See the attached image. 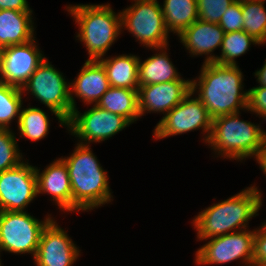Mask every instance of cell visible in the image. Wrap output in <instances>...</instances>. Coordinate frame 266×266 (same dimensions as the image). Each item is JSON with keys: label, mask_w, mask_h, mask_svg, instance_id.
<instances>
[{"label": "cell", "mask_w": 266, "mask_h": 266, "mask_svg": "<svg viewBox=\"0 0 266 266\" xmlns=\"http://www.w3.org/2000/svg\"><path fill=\"white\" fill-rule=\"evenodd\" d=\"M45 216L38 220L27 211H0V252L30 253L34 259L41 233L52 219L50 214Z\"/></svg>", "instance_id": "cell-8"}, {"label": "cell", "mask_w": 266, "mask_h": 266, "mask_svg": "<svg viewBox=\"0 0 266 266\" xmlns=\"http://www.w3.org/2000/svg\"><path fill=\"white\" fill-rule=\"evenodd\" d=\"M79 28L76 38L86 47L87 60L104 58L121 35V11L115 13L108 4H76L66 6Z\"/></svg>", "instance_id": "cell-4"}, {"label": "cell", "mask_w": 266, "mask_h": 266, "mask_svg": "<svg viewBox=\"0 0 266 266\" xmlns=\"http://www.w3.org/2000/svg\"><path fill=\"white\" fill-rule=\"evenodd\" d=\"M126 118L131 124L139 120L138 90L110 87L96 104Z\"/></svg>", "instance_id": "cell-22"}, {"label": "cell", "mask_w": 266, "mask_h": 266, "mask_svg": "<svg viewBox=\"0 0 266 266\" xmlns=\"http://www.w3.org/2000/svg\"><path fill=\"white\" fill-rule=\"evenodd\" d=\"M23 107L17 124L20 137L32 142L44 139L50 129V120L47 113L39 107Z\"/></svg>", "instance_id": "cell-24"}, {"label": "cell", "mask_w": 266, "mask_h": 266, "mask_svg": "<svg viewBox=\"0 0 266 266\" xmlns=\"http://www.w3.org/2000/svg\"><path fill=\"white\" fill-rule=\"evenodd\" d=\"M33 12L0 10V49L36 38Z\"/></svg>", "instance_id": "cell-19"}, {"label": "cell", "mask_w": 266, "mask_h": 266, "mask_svg": "<svg viewBox=\"0 0 266 266\" xmlns=\"http://www.w3.org/2000/svg\"><path fill=\"white\" fill-rule=\"evenodd\" d=\"M251 1H266V0H233V2H237V3H245V2H251Z\"/></svg>", "instance_id": "cell-36"}, {"label": "cell", "mask_w": 266, "mask_h": 266, "mask_svg": "<svg viewBox=\"0 0 266 266\" xmlns=\"http://www.w3.org/2000/svg\"><path fill=\"white\" fill-rule=\"evenodd\" d=\"M167 46L153 48L158 51L151 57H148L144 61H141L139 57L138 65V84L139 86H145L150 84H159L178 79H184L177 71L175 65L170 60Z\"/></svg>", "instance_id": "cell-20"}, {"label": "cell", "mask_w": 266, "mask_h": 266, "mask_svg": "<svg viewBox=\"0 0 266 266\" xmlns=\"http://www.w3.org/2000/svg\"><path fill=\"white\" fill-rule=\"evenodd\" d=\"M80 113L73 110L67 121V131L75 136L78 143L90 145L108 140L115 134L129 127L131 123L121 115L111 113L97 105Z\"/></svg>", "instance_id": "cell-11"}, {"label": "cell", "mask_w": 266, "mask_h": 266, "mask_svg": "<svg viewBox=\"0 0 266 266\" xmlns=\"http://www.w3.org/2000/svg\"><path fill=\"white\" fill-rule=\"evenodd\" d=\"M255 160H257L256 163L259 164V167L263 171V173L266 174V136L262 148L256 156Z\"/></svg>", "instance_id": "cell-34"}, {"label": "cell", "mask_w": 266, "mask_h": 266, "mask_svg": "<svg viewBox=\"0 0 266 266\" xmlns=\"http://www.w3.org/2000/svg\"><path fill=\"white\" fill-rule=\"evenodd\" d=\"M11 9L22 12H33L27 0H0V10Z\"/></svg>", "instance_id": "cell-33"}, {"label": "cell", "mask_w": 266, "mask_h": 266, "mask_svg": "<svg viewBox=\"0 0 266 266\" xmlns=\"http://www.w3.org/2000/svg\"><path fill=\"white\" fill-rule=\"evenodd\" d=\"M218 24L225 33L243 30L244 19L241 4L234 2L230 5Z\"/></svg>", "instance_id": "cell-30"}, {"label": "cell", "mask_w": 266, "mask_h": 266, "mask_svg": "<svg viewBox=\"0 0 266 266\" xmlns=\"http://www.w3.org/2000/svg\"><path fill=\"white\" fill-rule=\"evenodd\" d=\"M98 61L103 65L111 87L138 90L139 56L122 54Z\"/></svg>", "instance_id": "cell-21"}, {"label": "cell", "mask_w": 266, "mask_h": 266, "mask_svg": "<svg viewBox=\"0 0 266 266\" xmlns=\"http://www.w3.org/2000/svg\"><path fill=\"white\" fill-rule=\"evenodd\" d=\"M199 76L191 80V92L207 108L212 119L247 110L248 91L238 65L203 63Z\"/></svg>", "instance_id": "cell-1"}, {"label": "cell", "mask_w": 266, "mask_h": 266, "mask_svg": "<svg viewBox=\"0 0 266 266\" xmlns=\"http://www.w3.org/2000/svg\"><path fill=\"white\" fill-rule=\"evenodd\" d=\"M262 192L254 184L239 193L214 203L199 212L193 219L197 239L203 241L247 229L252 217L261 209Z\"/></svg>", "instance_id": "cell-2"}, {"label": "cell", "mask_w": 266, "mask_h": 266, "mask_svg": "<svg viewBox=\"0 0 266 266\" xmlns=\"http://www.w3.org/2000/svg\"><path fill=\"white\" fill-rule=\"evenodd\" d=\"M255 231L247 228L209 239L197 249L194 262L199 266L219 265L240 259L242 266H253Z\"/></svg>", "instance_id": "cell-10"}, {"label": "cell", "mask_w": 266, "mask_h": 266, "mask_svg": "<svg viewBox=\"0 0 266 266\" xmlns=\"http://www.w3.org/2000/svg\"><path fill=\"white\" fill-rule=\"evenodd\" d=\"M254 74L257 78L256 81L259 83L258 86H266V60L264 61V65L259 70H256Z\"/></svg>", "instance_id": "cell-35"}, {"label": "cell", "mask_w": 266, "mask_h": 266, "mask_svg": "<svg viewBox=\"0 0 266 266\" xmlns=\"http://www.w3.org/2000/svg\"><path fill=\"white\" fill-rule=\"evenodd\" d=\"M37 196L35 166L28 160L0 172V211H25Z\"/></svg>", "instance_id": "cell-12"}, {"label": "cell", "mask_w": 266, "mask_h": 266, "mask_svg": "<svg viewBox=\"0 0 266 266\" xmlns=\"http://www.w3.org/2000/svg\"><path fill=\"white\" fill-rule=\"evenodd\" d=\"M81 250L54 218L44 227L34 262L36 266H73Z\"/></svg>", "instance_id": "cell-14"}, {"label": "cell", "mask_w": 266, "mask_h": 266, "mask_svg": "<svg viewBox=\"0 0 266 266\" xmlns=\"http://www.w3.org/2000/svg\"><path fill=\"white\" fill-rule=\"evenodd\" d=\"M37 193L50 194L51 201L61 212H72V188L65 162L58 158L45 167L42 172L35 166Z\"/></svg>", "instance_id": "cell-16"}, {"label": "cell", "mask_w": 266, "mask_h": 266, "mask_svg": "<svg viewBox=\"0 0 266 266\" xmlns=\"http://www.w3.org/2000/svg\"><path fill=\"white\" fill-rule=\"evenodd\" d=\"M190 92L177 106L159 120L153 130L154 140L202 129L205 144L212 130V118L204 104Z\"/></svg>", "instance_id": "cell-9"}, {"label": "cell", "mask_w": 266, "mask_h": 266, "mask_svg": "<svg viewBox=\"0 0 266 266\" xmlns=\"http://www.w3.org/2000/svg\"><path fill=\"white\" fill-rule=\"evenodd\" d=\"M132 5L121 12V27L148 49L169 45L161 4L157 0H131ZM134 2V3H133Z\"/></svg>", "instance_id": "cell-7"}, {"label": "cell", "mask_w": 266, "mask_h": 266, "mask_svg": "<svg viewBox=\"0 0 266 266\" xmlns=\"http://www.w3.org/2000/svg\"><path fill=\"white\" fill-rule=\"evenodd\" d=\"M246 111L266 121V86H256L248 90Z\"/></svg>", "instance_id": "cell-31"}, {"label": "cell", "mask_w": 266, "mask_h": 266, "mask_svg": "<svg viewBox=\"0 0 266 266\" xmlns=\"http://www.w3.org/2000/svg\"><path fill=\"white\" fill-rule=\"evenodd\" d=\"M265 1H251L241 4L244 19L243 30L260 45L266 43V9Z\"/></svg>", "instance_id": "cell-26"}, {"label": "cell", "mask_w": 266, "mask_h": 266, "mask_svg": "<svg viewBox=\"0 0 266 266\" xmlns=\"http://www.w3.org/2000/svg\"><path fill=\"white\" fill-rule=\"evenodd\" d=\"M110 87L103 65L98 60H86L77 77L70 82L72 112L77 109L74 97L86 105H96Z\"/></svg>", "instance_id": "cell-18"}, {"label": "cell", "mask_w": 266, "mask_h": 266, "mask_svg": "<svg viewBox=\"0 0 266 266\" xmlns=\"http://www.w3.org/2000/svg\"><path fill=\"white\" fill-rule=\"evenodd\" d=\"M21 90L23 94L29 93L49 108L59 120V127H67V121L72 115L70 83L47 58L36 68Z\"/></svg>", "instance_id": "cell-6"}, {"label": "cell", "mask_w": 266, "mask_h": 266, "mask_svg": "<svg viewBox=\"0 0 266 266\" xmlns=\"http://www.w3.org/2000/svg\"><path fill=\"white\" fill-rule=\"evenodd\" d=\"M161 9L167 30L177 36L198 20L197 0H163Z\"/></svg>", "instance_id": "cell-23"}, {"label": "cell", "mask_w": 266, "mask_h": 266, "mask_svg": "<svg viewBox=\"0 0 266 266\" xmlns=\"http://www.w3.org/2000/svg\"><path fill=\"white\" fill-rule=\"evenodd\" d=\"M253 266H266V222L255 231Z\"/></svg>", "instance_id": "cell-32"}, {"label": "cell", "mask_w": 266, "mask_h": 266, "mask_svg": "<svg viewBox=\"0 0 266 266\" xmlns=\"http://www.w3.org/2000/svg\"><path fill=\"white\" fill-rule=\"evenodd\" d=\"M240 112L218 116L212 119V130L208 146L214 154L242 162L256 158L262 148L266 131L262 125L240 119Z\"/></svg>", "instance_id": "cell-5"}, {"label": "cell", "mask_w": 266, "mask_h": 266, "mask_svg": "<svg viewBox=\"0 0 266 266\" xmlns=\"http://www.w3.org/2000/svg\"><path fill=\"white\" fill-rule=\"evenodd\" d=\"M36 39L0 49V82L22 89L46 58ZM43 53V54H42Z\"/></svg>", "instance_id": "cell-13"}, {"label": "cell", "mask_w": 266, "mask_h": 266, "mask_svg": "<svg viewBox=\"0 0 266 266\" xmlns=\"http://www.w3.org/2000/svg\"><path fill=\"white\" fill-rule=\"evenodd\" d=\"M91 149V145L76 143L70 156L61 157L69 172L72 212H88L113 201L108 173Z\"/></svg>", "instance_id": "cell-3"}, {"label": "cell", "mask_w": 266, "mask_h": 266, "mask_svg": "<svg viewBox=\"0 0 266 266\" xmlns=\"http://www.w3.org/2000/svg\"><path fill=\"white\" fill-rule=\"evenodd\" d=\"M15 134L12 129H0V172L14 168L25 160Z\"/></svg>", "instance_id": "cell-28"}, {"label": "cell", "mask_w": 266, "mask_h": 266, "mask_svg": "<svg viewBox=\"0 0 266 266\" xmlns=\"http://www.w3.org/2000/svg\"><path fill=\"white\" fill-rule=\"evenodd\" d=\"M225 32L218 23L196 20L179 36V42L185 47L190 56H206L203 63H213L216 56L213 51L222 46Z\"/></svg>", "instance_id": "cell-17"}, {"label": "cell", "mask_w": 266, "mask_h": 266, "mask_svg": "<svg viewBox=\"0 0 266 266\" xmlns=\"http://www.w3.org/2000/svg\"><path fill=\"white\" fill-rule=\"evenodd\" d=\"M191 92V79L139 86L138 108L140 118L146 113L164 116Z\"/></svg>", "instance_id": "cell-15"}, {"label": "cell", "mask_w": 266, "mask_h": 266, "mask_svg": "<svg viewBox=\"0 0 266 266\" xmlns=\"http://www.w3.org/2000/svg\"><path fill=\"white\" fill-rule=\"evenodd\" d=\"M233 0H197L198 19L210 23H219Z\"/></svg>", "instance_id": "cell-29"}, {"label": "cell", "mask_w": 266, "mask_h": 266, "mask_svg": "<svg viewBox=\"0 0 266 266\" xmlns=\"http://www.w3.org/2000/svg\"><path fill=\"white\" fill-rule=\"evenodd\" d=\"M22 98L23 93L20 88L0 82V129H11V123L16 118L18 124L23 105Z\"/></svg>", "instance_id": "cell-27"}, {"label": "cell", "mask_w": 266, "mask_h": 266, "mask_svg": "<svg viewBox=\"0 0 266 266\" xmlns=\"http://www.w3.org/2000/svg\"><path fill=\"white\" fill-rule=\"evenodd\" d=\"M260 45L253 37L244 30L225 33L221 46L220 56L216 55L214 63L220 65H238L235 58L242 56L249 51L251 45Z\"/></svg>", "instance_id": "cell-25"}]
</instances>
